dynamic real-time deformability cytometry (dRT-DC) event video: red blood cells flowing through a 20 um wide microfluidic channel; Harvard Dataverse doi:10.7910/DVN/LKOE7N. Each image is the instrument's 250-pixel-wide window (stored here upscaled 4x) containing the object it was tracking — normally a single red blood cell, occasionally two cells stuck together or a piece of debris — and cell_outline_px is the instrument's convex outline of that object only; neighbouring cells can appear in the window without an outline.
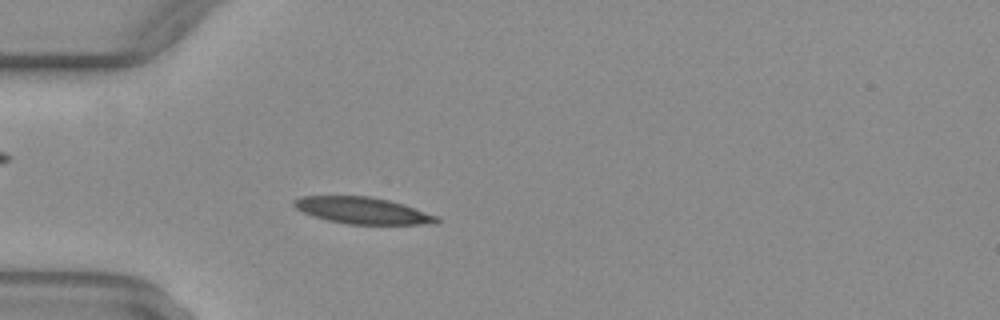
{"species": "common noctule bat (a hibernating species)", "species_latin": "Nyctalus noctula", "temperature_condition": "warm", "stored_images_in_passage": 40, "camera_frame_rate_fps": 3000, "um_per_image_px": 0.085, "animal": {"sex": "female", "body_mass_g": 29.2, "forearm_length_mm": 56.3}, "frame": {"image": 1, "passage_image": 4, "time_ms": 1.0, "image_size_px": [1000, 320], "cell_outline_px": [[440, 220], [436, 224], [348, 224], [328, 220], [304, 212], [296, 208], [292, 204], [292, 200], [300, 196], [368, 196], [388, 200], [404, 204], [436, 216]], "centroid_in_image_um": [30.81, 17.89], "position_along_channel_um": 54.2, "area_um2": 21.91}}
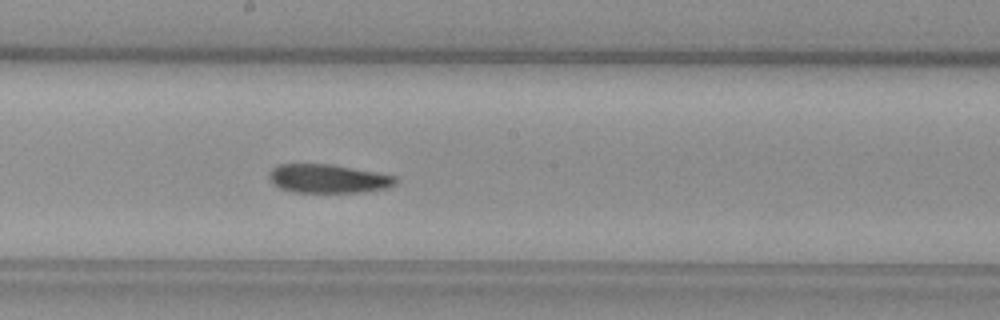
{"frame": {"image": 2, "passage_image": 17, "time_ms": 5.333, "image_size_px": [1000, 320], "cell_outline_px": [[396, 184], [388, 188], [364, 192], [292, 192], [280, 188], [272, 184], [268, 176], [268, 172], [276, 164], [332, 164], [376, 172], [396, 176]], "centroid_in_image_um": [27.86, 15.18], "position_along_channel_um": 220.3, "area_um2": 21.39}}
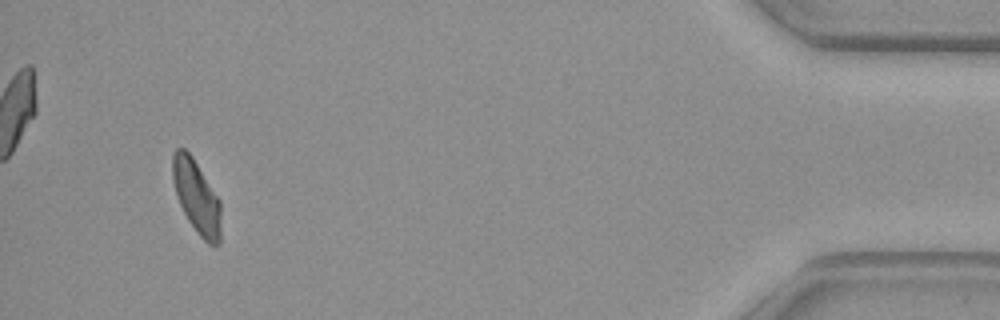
{"frame": {"image": 3, "passage_image": 37, "time_ms": 12.0, "image_size_px": [1000, 320], "cell_outline_px": [[220, 244], [216, 248], [208, 244], [196, 232], [188, 220], [176, 196], [172, 180], [172, 152], [176, 148], [184, 148], [192, 156], [220, 200]], "centroid_in_image_um": [16.7, 16.74], "position_along_channel_um": 418.5, "area_um2": 20.81}, "authors_computed_cell_mechanics": {"area_um2": 21.7039, "velocity_mm_per_s": 4.0714, "shape_relaxation_time_tau1_ms": 8.101, "shape_relaxation_time_tau2_ms": 4.3456, "deformation_change_tau1": 0.1825, "deformation_change_tau2": 0.1066}}